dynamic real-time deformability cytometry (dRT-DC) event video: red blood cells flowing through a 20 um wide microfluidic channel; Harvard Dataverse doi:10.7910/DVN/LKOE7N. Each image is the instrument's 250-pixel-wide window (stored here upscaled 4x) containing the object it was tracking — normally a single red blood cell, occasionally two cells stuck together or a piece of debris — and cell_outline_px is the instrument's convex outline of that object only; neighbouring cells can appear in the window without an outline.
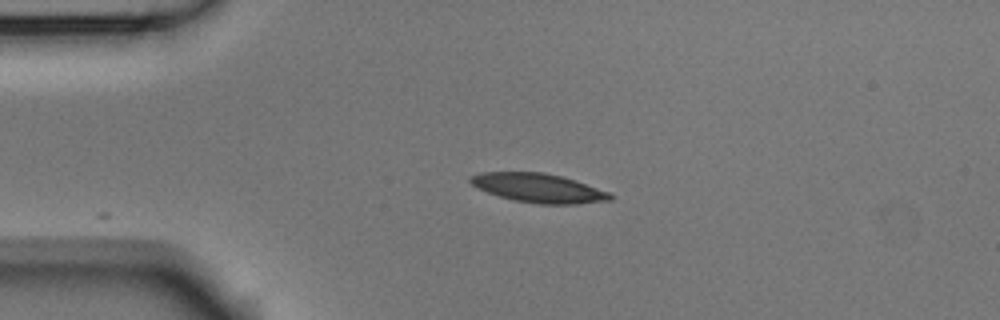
{"species": "Egyptian fruit bat (a non-hibernating species)", "species_latin": "Rousettus aegyptiacus", "temperature_condition": "room temperature", "stored_images_in_passage": 4, "camera_frame_rate_fps": 3000, "um_per_image_px": 0.085, "animal": {"sex": "male"}, "frame": {"image": 1, "passage_image": 4, "time_ms": 1.0, "image_size_px": [1000, 320], "cell_outline_px": [[612, 200], [576, 204], [540, 204], [516, 200], [500, 196], [476, 188], [468, 180], [468, 176], [480, 172], [544, 172], [560, 176], [608, 192], [612, 196]], "centroid_in_image_um": [45.7, 15.97], "position_along_channel_um": 39.3, "area_um2": 23.29}}